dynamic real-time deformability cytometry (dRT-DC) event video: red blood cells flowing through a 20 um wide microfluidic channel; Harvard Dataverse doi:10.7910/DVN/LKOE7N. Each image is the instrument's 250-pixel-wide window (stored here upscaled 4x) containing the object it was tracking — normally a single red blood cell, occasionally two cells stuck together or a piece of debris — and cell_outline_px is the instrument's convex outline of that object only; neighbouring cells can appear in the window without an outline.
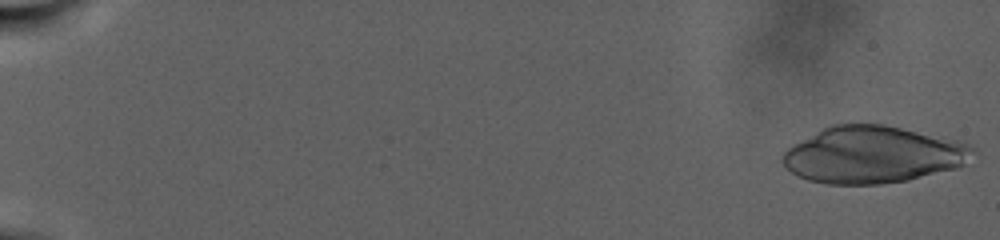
{"species": "human", "species_latin": "Homo sapiens", "temperature_condition": "warm", "stored_images_in_passage": 43, "camera_frame_rate_fps": 3000, "um_per_image_px": 0.085, "donor": {"sex": "male"}, "frame": {"image": 1, "passage_image": 2, "time_ms": 0.333, "image_size_px": [1000, 240], "cell_outline_px": [[972, 148], [964, 164], [956, 168], [908, 180], [880, 184], [824, 184], [808, 180], [792, 172], [780, 160], [784, 152], [792, 144], [832, 124], [884, 124], [956, 140], [968, 144]], "centroid_in_image_um": [74.13, 13.15], "position_along_channel_um": 10.9, "area_um2": 62.42}}
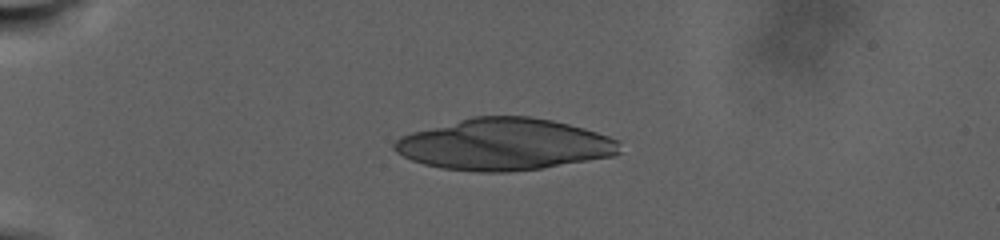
{"frame": {"image": 2, "passage_image": 22, "time_ms": 8.333, "image_size_px": [1000, 240], "cell_outline_px": [[620, 152], [612, 156], [540, 168], [508, 172], [480, 172], [440, 168], [424, 164], [412, 160], [396, 152], [392, 148], [392, 144], [400, 136], [412, 132], [472, 116], [532, 116], [552, 120], [584, 128], [608, 136], [616, 140]], "centroid_in_image_um": [42.81, 12.27], "position_along_channel_um": 42.2, "area_um2": 67.45}}